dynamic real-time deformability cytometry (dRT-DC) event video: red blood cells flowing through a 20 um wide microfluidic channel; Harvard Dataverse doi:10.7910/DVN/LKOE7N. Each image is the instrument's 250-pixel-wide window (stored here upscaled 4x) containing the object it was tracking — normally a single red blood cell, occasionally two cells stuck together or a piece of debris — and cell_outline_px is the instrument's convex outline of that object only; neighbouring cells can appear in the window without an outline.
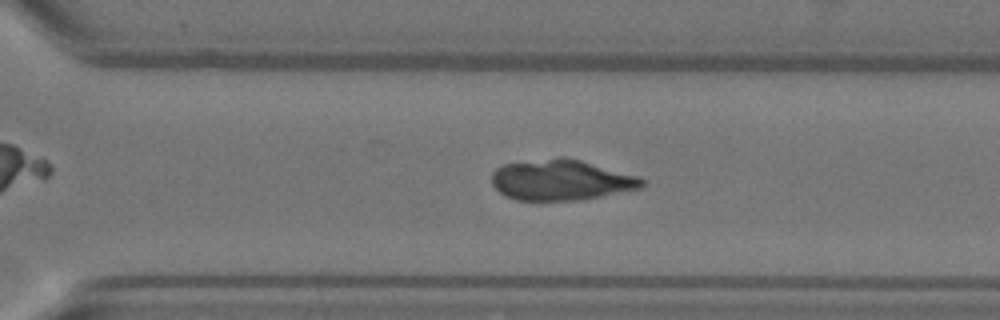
{"species": "Egyptian fruit bat (a non-hibernating species)", "species_latin": "Rousettus aegyptiacus", "temperature_condition": "warm", "stored_images_in_passage": 56, "camera_frame_rate_fps": 3000, "um_per_image_px": 0.085, "animal": {"sex": "female"}, "frame": {"image": 1, "passage_image": 39, "time_ms": 12.667, "image_size_px": [1000, 320], "cell_outline_px": [[644, 184], [640, 188], [600, 196], [576, 200], [516, 200], [504, 196], [492, 184], [492, 172], [496, 168], [504, 164], [564, 156], [580, 160], [636, 176], [644, 180]], "centroid_in_image_um": [47.64, 15.3], "position_along_channel_um": 323.0, "area_um2": 35.14}}
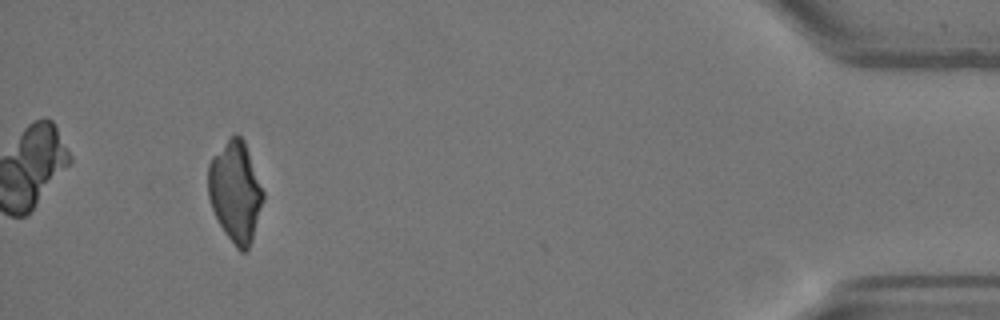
{"frame": {"image": 2, "passage_image": 52, "time_ms": 17.0, "image_size_px": [1000, 320], "cell_outline_px": [[264, 200], [252, 240], [248, 248], [244, 252], [240, 252], [236, 248], [224, 232], [212, 208], [208, 196], [208, 164], [212, 156], [236, 132], [244, 140], [264, 192]], "centroid_in_image_um": [20.01, 16.3], "position_along_channel_um": 415.2, "area_um2": 32.14}}